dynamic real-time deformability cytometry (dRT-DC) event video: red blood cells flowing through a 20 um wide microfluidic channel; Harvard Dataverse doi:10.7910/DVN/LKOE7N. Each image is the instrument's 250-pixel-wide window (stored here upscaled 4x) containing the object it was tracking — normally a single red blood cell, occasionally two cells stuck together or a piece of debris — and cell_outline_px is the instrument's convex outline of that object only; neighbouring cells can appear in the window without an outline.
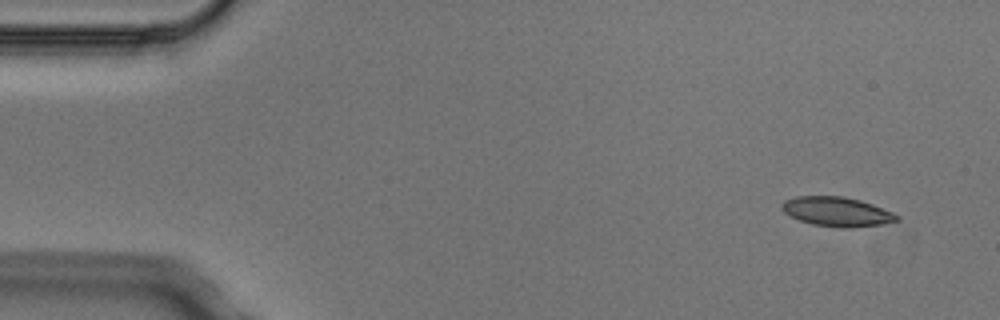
{"species": "Egyptian fruit bat (a non-hibernating species)", "species_latin": "Rousettus aegyptiacus", "temperature_condition": "cold", "stored_images_in_passage": 5, "camera_frame_rate_fps": 3000, "um_per_image_px": 0.085, "animal": {"sex": "male"}, "frame": {"image": 1, "passage_image": 1, "time_ms": 0.0, "image_size_px": [1000, 320], "cell_outline_px": [[900, 220], [880, 224], [852, 228], [840, 228], [812, 224], [800, 220], [784, 212], [780, 208], [780, 204], [784, 200], [796, 196], [844, 196], [860, 200], [872, 204], [892, 212], [900, 216]], "centroid_in_image_um": [71.12, 17.99], "position_along_channel_um": 13.9, "area_um2": 19.77}}